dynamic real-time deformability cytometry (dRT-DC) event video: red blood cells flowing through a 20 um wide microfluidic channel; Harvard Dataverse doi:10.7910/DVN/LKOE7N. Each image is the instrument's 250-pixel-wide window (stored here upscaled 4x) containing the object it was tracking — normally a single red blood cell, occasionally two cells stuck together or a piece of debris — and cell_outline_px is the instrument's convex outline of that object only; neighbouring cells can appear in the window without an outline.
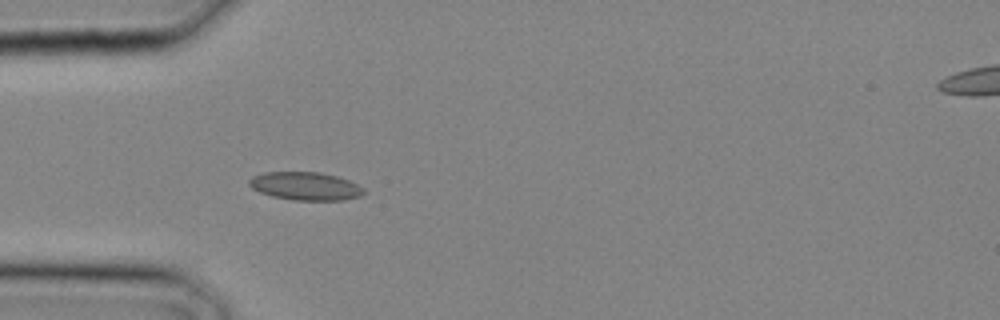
{"species": "common noctule bat (a hibernating species)", "species_latin": "Nyctalus noctula", "temperature_condition": "cold", "stored_images_in_passage": 3, "camera_frame_rate_fps": 3000, "um_per_image_px": 0.085, "animal": {"sex": "male", "body_mass_g": 20.4}, "frame": {"image": 1, "passage_image": 1, "time_ms": 0.0, "image_size_px": [1000, 320], "cell_outline_px": [[364, 192], [360, 196], [344, 200], [292, 200], [272, 196], [260, 192], [252, 188], [248, 184], [248, 180], [252, 176], [264, 172], [320, 172], [336, 176], [348, 180], [364, 188]], "centroid_in_image_um": [25.93, 15.82], "position_along_channel_um": 59.1, "area_um2": 18.79}}
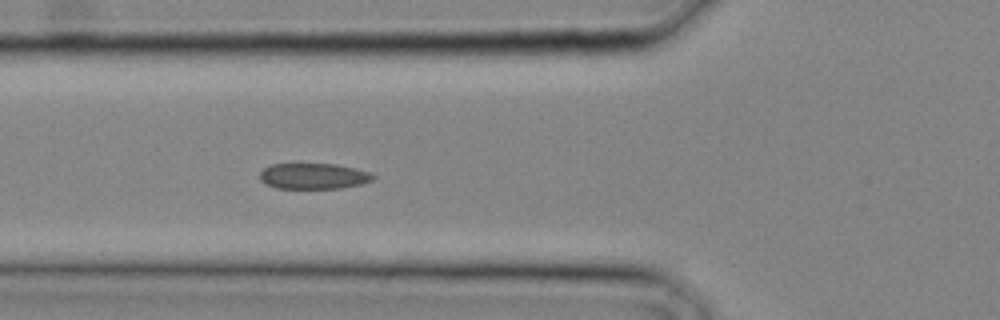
{"frame": {"image": 2, "passage_image": 3, "time_ms": 0.667, "image_size_px": [1000, 320], "cell_outline_px": [[376, 176], [372, 180], [360, 184], [340, 188], [276, 188], [264, 184], [260, 180], [260, 172], [264, 168], [272, 164], [336, 164], [356, 168], [368, 172]], "centroid_in_image_um": [26.62, 14.97], "position_along_channel_um": 99.2, "area_um2": 16.99}}